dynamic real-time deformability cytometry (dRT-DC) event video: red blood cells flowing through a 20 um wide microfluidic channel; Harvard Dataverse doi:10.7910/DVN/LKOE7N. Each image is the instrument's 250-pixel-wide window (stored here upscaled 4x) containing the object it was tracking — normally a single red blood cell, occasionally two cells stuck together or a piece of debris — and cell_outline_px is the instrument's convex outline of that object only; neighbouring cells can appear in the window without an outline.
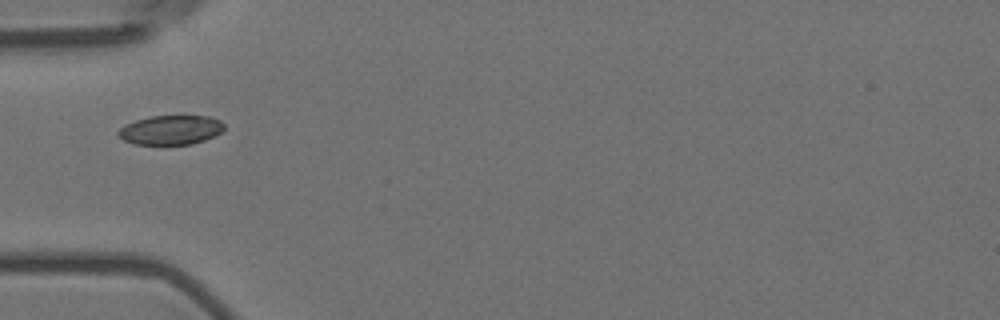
{"species": "Egyptian fruit bat (a non-hibernating species)", "species_latin": "Rousettus aegyptiacus", "temperature_condition": "room temperature", "stored_images_in_passage": 8, "camera_frame_rate_fps": 3000, "um_per_image_px": 0.085, "animal": {"sex": "female"}, "frame": {"image": 1, "passage_image": 6, "time_ms": 1.667, "image_size_px": [1000, 320], "cell_outline_px": [[224, 128], [220, 132], [204, 140], [192, 144], [136, 144], [124, 140], [116, 136], [116, 132], [124, 124], [136, 120], [152, 116], [208, 116], [220, 120], [224, 124]], "centroid_in_image_um": [14.47, 11.04], "position_along_channel_um": 70.5, "area_um2": 18.03}}
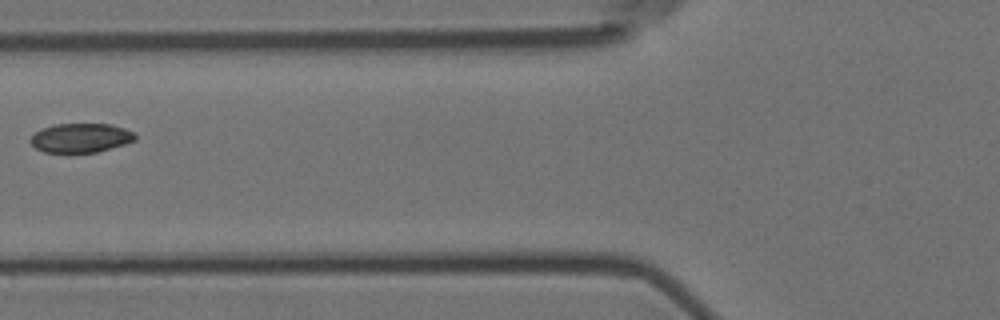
{"frame": {"image": 2, "passage_image": 7, "time_ms": 2.0, "image_size_px": [1000, 320], "cell_outline_px": [[136, 140], [124, 144], [96, 152], [44, 152], [36, 148], [28, 140], [36, 132], [44, 128], [56, 124], [112, 124], [136, 132]], "centroid_in_image_um": [6.89, 11.71], "position_along_channel_um": 118.9, "area_um2": 17.69}}
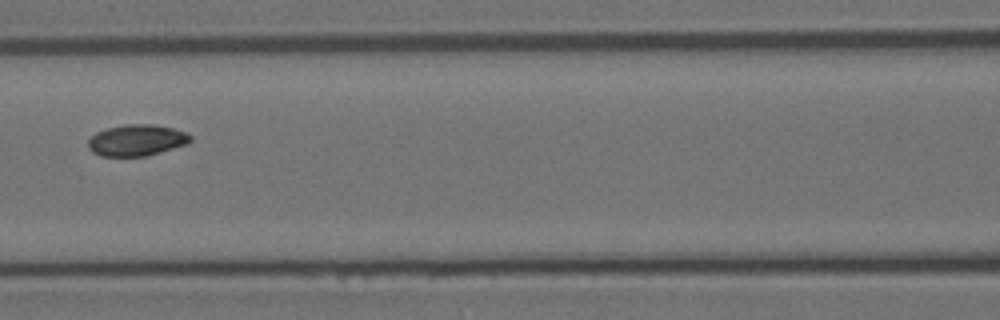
{"frame": {"image": 3, "passage_image": 8, "time_ms": 2.333, "image_size_px": [1000, 320], "cell_outline_px": [[192, 140], [188, 144], [148, 156], [100, 156], [92, 152], [88, 148], [88, 140], [96, 132], [108, 128], [128, 124], [152, 124], [172, 128], [184, 132], [192, 136]], "centroid_in_image_um": [11.62, 11.93], "position_along_channel_um": 155.0, "area_um2": 18.73}}